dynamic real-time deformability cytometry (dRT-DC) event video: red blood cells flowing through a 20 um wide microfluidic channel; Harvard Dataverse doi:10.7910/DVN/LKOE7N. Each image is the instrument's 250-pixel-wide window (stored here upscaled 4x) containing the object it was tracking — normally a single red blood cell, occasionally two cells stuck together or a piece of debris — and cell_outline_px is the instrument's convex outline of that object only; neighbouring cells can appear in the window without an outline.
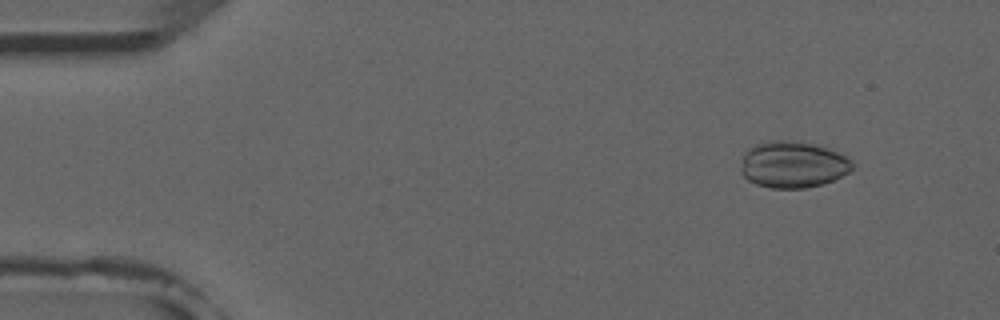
{"species": "common noctule bat (a hibernating species)", "species_latin": "Nyctalus noctula", "temperature_condition": "room temperature", "stored_images_in_passage": 5, "camera_frame_rate_fps": 3000, "um_per_image_px": 0.085, "animal": {"sex": "male", "forearm_length_mm": 52.5}, "frame": {"image": 1, "passage_image": 2, "time_ms": 1.333, "image_size_px": [1000, 320], "cell_outline_px": [[852, 168], [848, 172], [832, 180], [820, 184], [804, 188], [772, 188], [756, 184], [748, 180], [740, 172], [740, 168], [744, 152], [748, 148], [756, 144], [776, 140], [800, 140], [816, 144], [828, 148], [852, 160]], "centroid_in_image_um": [67.36, 13.97], "position_along_channel_um": 17.6, "area_um2": 30.23}}
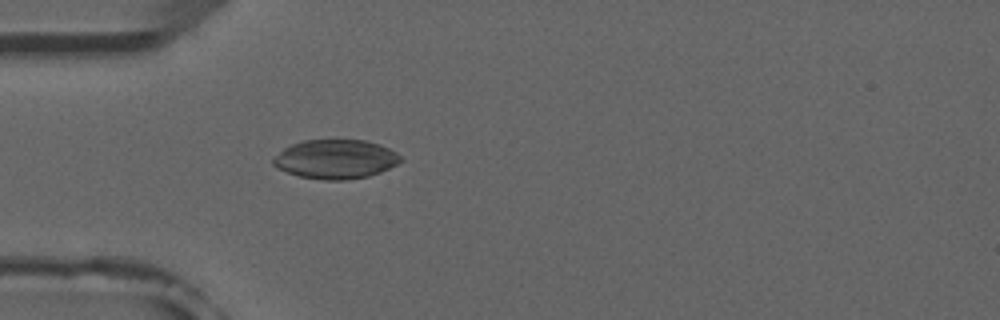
{"frame": {"image": 2, "passage_image": 5, "time_ms": 4.667, "image_size_px": [1000, 320], "cell_outline_px": [[404, 160], [380, 172], [368, 176], [344, 180], [324, 180], [300, 176], [276, 168], [272, 164], [272, 160], [284, 148], [292, 144], [304, 140], [364, 140], [380, 144], [396, 152]], "centroid_in_image_um": [28.53, 13.53], "position_along_channel_um": 56.5, "area_um2": 28.9}}